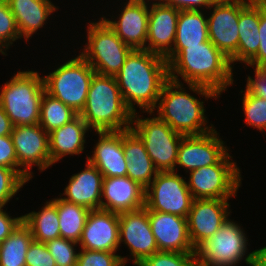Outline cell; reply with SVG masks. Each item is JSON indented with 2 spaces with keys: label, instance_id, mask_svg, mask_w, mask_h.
I'll list each match as a JSON object with an SVG mask.
<instances>
[{
  "label": "cell",
  "instance_id": "cell-1",
  "mask_svg": "<svg viewBox=\"0 0 266 266\" xmlns=\"http://www.w3.org/2000/svg\"><path fill=\"white\" fill-rule=\"evenodd\" d=\"M165 59L169 79L179 83L183 79L190 92L205 99H219L233 85L234 68L229 58L210 40L187 48H173Z\"/></svg>",
  "mask_w": 266,
  "mask_h": 266
},
{
  "label": "cell",
  "instance_id": "cell-2",
  "mask_svg": "<svg viewBox=\"0 0 266 266\" xmlns=\"http://www.w3.org/2000/svg\"><path fill=\"white\" fill-rule=\"evenodd\" d=\"M123 101L134 114L154 113L161 89L168 77V62L148 50H132L115 76Z\"/></svg>",
  "mask_w": 266,
  "mask_h": 266
},
{
  "label": "cell",
  "instance_id": "cell-3",
  "mask_svg": "<svg viewBox=\"0 0 266 266\" xmlns=\"http://www.w3.org/2000/svg\"><path fill=\"white\" fill-rule=\"evenodd\" d=\"M94 132L131 129L133 113L125 105L117 80L95 73L79 114Z\"/></svg>",
  "mask_w": 266,
  "mask_h": 266
},
{
  "label": "cell",
  "instance_id": "cell-4",
  "mask_svg": "<svg viewBox=\"0 0 266 266\" xmlns=\"http://www.w3.org/2000/svg\"><path fill=\"white\" fill-rule=\"evenodd\" d=\"M183 85L182 82L168 79L161 89L154 111L174 131L185 136L211 132L215 127L213 124L207 126L204 101L189 94Z\"/></svg>",
  "mask_w": 266,
  "mask_h": 266
},
{
  "label": "cell",
  "instance_id": "cell-5",
  "mask_svg": "<svg viewBox=\"0 0 266 266\" xmlns=\"http://www.w3.org/2000/svg\"><path fill=\"white\" fill-rule=\"evenodd\" d=\"M44 92V79L38 71H18L4 83L0 105L14 126L39 124Z\"/></svg>",
  "mask_w": 266,
  "mask_h": 266
},
{
  "label": "cell",
  "instance_id": "cell-6",
  "mask_svg": "<svg viewBox=\"0 0 266 266\" xmlns=\"http://www.w3.org/2000/svg\"><path fill=\"white\" fill-rule=\"evenodd\" d=\"M236 222L228 218L212 237L195 249L198 265L237 266L244 260L247 266H252L253 252L247 251V234Z\"/></svg>",
  "mask_w": 266,
  "mask_h": 266
},
{
  "label": "cell",
  "instance_id": "cell-7",
  "mask_svg": "<svg viewBox=\"0 0 266 266\" xmlns=\"http://www.w3.org/2000/svg\"><path fill=\"white\" fill-rule=\"evenodd\" d=\"M86 33L87 43L79 54L97 74L115 77L132 49L102 18L89 22Z\"/></svg>",
  "mask_w": 266,
  "mask_h": 266
},
{
  "label": "cell",
  "instance_id": "cell-8",
  "mask_svg": "<svg viewBox=\"0 0 266 266\" xmlns=\"http://www.w3.org/2000/svg\"><path fill=\"white\" fill-rule=\"evenodd\" d=\"M95 70L79 54L43 76L45 91L78 114L85 107Z\"/></svg>",
  "mask_w": 266,
  "mask_h": 266
},
{
  "label": "cell",
  "instance_id": "cell-9",
  "mask_svg": "<svg viewBox=\"0 0 266 266\" xmlns=\"http://www.w3.org/2000/svg\"><path fill=\"white\" fill-rule=\"evenodd\" d=\"M134 113L131 129L143 141L146 151L158 171H174L178 148L185 136L174 131L158 116L143 119Z\"/></svg>",
  "mask_w": 266,
  "mask_h": 266
},
{
  "label": "cell",
  "instance_id": "cell-10",
  "mask_svg": "<svg viewBox=\"0 0 266 266\" xmlns=\"http://www.w3.org/2000/svg\"><path fill=\"white\" fill-rule=\"evenodd\" d=\"M228 152L217 164L189 171L187 186L193 199H230L241 187V170Z\"/></svg>",
  "mask_w": 266,
  "mask_h": 266
},
{
  "label": "cell",
  "instance_id": "cell-11",
  "mask_svg": "<svg viewBox=\"0 0 266 266\" xmlns=\"http://www.w3.org/2000/svg\"><path fill=\"white\" fill-rule=\"evenodd\" d=\"M175 171H159L145 189V208L148 211L174 214L187 218L193 197L186 177Z\"/></svg>",
  "mask_w": 266,
  "mask_h": 266
},
{
  "label": "cell",
  "instance_id": "cell-12",
  "mask_svg": "<svg viewBox=\"0 0 266 266\" xmlns=\"http://www.w3.org/2000/svg\"><path fill=\"white\" fill-rule=\"evenodd\" d=\"M252 0H217L208 9L207 16L209 40L230 60L231 66L237 64L239 42V13ZM212 9V10H211Z\"/></svg>",
  "mask_w": 266,
  "mask_h": 266
},
{
  "label": "cell",
  "instance_id": "cell-13",
  "mask_svg": "<svg viewBox=\"0 0 266 266\" xmlns=\"http://www.w3.org/2000/svg\"><path fill=\"white\" fill-rule=\"evenodd\" d=\"M18 161V174L28 183L33 166L40 172L52 166L48 133L39 125L14 126L11 133ZM23 168V169H22Z\"/></svg>",
  "mask_w": 266,
  "mask_h": 266
},
{
  "label": "cell",
  "instance_id": "cell-14",
  "mask_svg": "<svg viewBox=\"0 0 266 266\" xmlns=\"http://www.w3.org/2000/svg\"><path fill=\"white\" fill-rule=\"evenodd\" d=\"M125 244L130 251L129 259L120 256L126 266L132 260L137 266L143 259L158 252V246L152 233L148 218V210L143 207L139 210L119 213V244ZM129 260V261H128Z\"/></svg>",
  "mask_w": 266,
  "mask_h": 266
},
{
  "label": "cell",
  "instance_id": "cell-15",
  "mask_svg": "<svg viewBox=\"0 0 266 266\" xmlns=\"http://www.w3.org/2000/svg\"><path fill=\"white\" fill-rule=\"evenodd\" d=\"M229 149L216 129L203 135L184 136L178 148L174 171L177 172V166L184 168L188 173L217 164L230 151Z\"/></svg>",
  "mask_w": 266,
  "mask_h": 266
},
{
  "label": "cell",
  "instance_id": "cell-16",
  "mask_svg": "<svg viewBox=\"0 0 266 266\" xmlns=\"http://www.w3.org/2000/svg\"><path fill=\"white\" fill-rule=\"evenodd\" d=\"M149 1L126 0V3L123 2L122 11L119 9L121 13L117 14L118 17L112 16L113 20L102 15V19L132 50H145L146 48Z\"/></svg>",
  "mask_w": 266,
  "mask_h": 266
},
{
  "label": "cell",
  "instance_id": "cell-17",
  "mask_svg": "<svg viewBox=\"0 0 266 266\" xmlns=\"http://www.w3.org/2000/svg\"><path fill=\"white\" fill-rule=\"evenodd\" d=\"M229 199H193L187 216L190 241L196 249L202 242L212 237L229 218Z\"/></svg>",
  "mask_w": 266,
  "mask_h": 266
},
{
  "label": "cell",
  "instance_id": "cell-18",
  "mask_svg": "<svg viewBox=\"0 0 266 266\" xmlns=\"http://www.w3.org/2000/svg\"><path fill=\"white\" fill-rule=\"evenodd\" d=\"M150 3L145 50L166 58L173 50L180 10L159 0H150Z\"/></svg>",
  "mask_w": 266,
  "mask_h": 266
},
{
  "label": "cell",
  "instance_id": "cell-19",
  "mask_svg": "<svg viewBox=\"0 0 266 266\" xmlns=\"http://www.w3.org/2000/svg\"><path fill=\"white\" fill-rule=\"evenodd\" d=\"M78 244L85 250L117 252L119 214L103 209L90 210Z\"/></svg>",
  "mask_w": 266,
  "mask_h": 266
},
{
  "label": "cell",
  "instance_id": "cell-20",
  "mask_svg": "<svg viewBox=\"0 0 266 266\" xmlns=\"http://www.w3.org/2000/svg\"><path fill=\"white\" fill-rule=\"evenodd\" d=\"M158 251L195 253L188 234L187 218L174 214L148 211Z\"/></svg>",
  "mask_w": 266,
  "mask_h": 266
},
{
  "label": "cell",
  "instance_id": "cell-21",
  "mask_svg": "<svg viewBox=\"0 0 266 266\" xmlns=\"http://www.w3.org/2000/svg\"><path fill=\"white\" fill-rule=\"evenodd\" d=\"M101 199L103 210L118 214L135 211L145 207V189L127 176L103 177Z\"/></svg>",
  "mask_w": 266,
  "mask_h": 266
},
{
  "label": "cell",
  "instance_id": "cell-22",
  "mask_svg": "<svg viewBox=\"0 0 266 266\" xmlns=\"http://www.w3.org/2000/svg\"><path fill=\"white\" fill-rule=\"evenodd\" d=\"M98 141L92 155L87 160L93 164L103 177L127 176V160L123 152V130L96 132Z\"/></svg>",
  "mask_w": 266,
  "mask_h": 266
},
{
  "label": "cell",
  "instance_id": "cell-23",
  "mask_svg": "<svg viewBox=\"0 0 266 266\" xmlns=\"http://www.w3.org/2000/svg\"><path fill=\"white\" fill-rule=\"evenodd\" d=\"M102 181V173L87 160L84 170L70 177L60 198L89 210L101 209Z\"/></svg>",
  "mask_w": 266,
  "mask_h": 266
},
{
  "label": "cell",
  "instance_id": "cell-24",
  "mask_svg": "<svg viewBox=\"0 0 266 266\" xmlns=\"http://www.w3.org/2000/svg\"><path fill=\"white\" fill-rule=\"evenodd\" d=\"M91 132L87 123L78 115L69 123L48 133L51 164L65 156H76L84 151L86 132Z\"/></svg>",
  "mask_w": 266,
  "mask_h": 266
},
{
  "label": "cell",
  "instance_id": "cell-25",
  "mask_svg": "<svg viewBox=\"0 0 266 266\" xmlns=\"http://www.w3.org/2000/svg\"><path fill=\"white\" fill-rule=\"evenodd\" d=\"M20 33L28 42L33 34L45 27L53 12L58 10L51 0H6Z\"/></svg>",
  "mask_w": 266,
  "mask_h": 266
},
{
  "label": "cell",
  "instance_id": "cell-26",
  "mask_svg": "<svg viewBox=\"0 0 266 266\" xmlns=\"http://www.w3.org/2000/svg\"><path fill=\"white\" fill-rule=\"evenodd\" d=\"M123 152L127 160V177L146 189L159 172L150 159L143 141L132 130H123Z\"/></svg>",
  "mask_w": 266,
  "mask_h": 266
},
{
  "label": "cell",
  "instance_id": "cell-27",
  "mask_svg": "<svg viewBox=\"0 0 266 266\" xmlns=\"http://www.w3.org/2000/svg\"><path fill=\"white\" fill-rule=\"evenodd\" d=\"M260 0H252L240 13L237 62L246 64L257 54L260 45Z\"/></svg>",
  "mask_w": 266,
  "mask_h": 266
},
{
  "label": "cell",
  "instance_id": "cell-28",
  "mask_svg": "<svg viewBox=\"0 0 266 266\" xmlns=\"http://www.w3.org/2000/svg\"><path fill=\"white\" fill-rule=\"evenodd\" d=\"M204 11L181 10L173 48H187L209 41L207 14Z\"/></svg>",
  "mask_w": 266,
  "mask_h": 266
},
{
  "label": "cell",
  "instance_id": "cell-29",
  "mask_svg": "<svg viewBox=\"0 0 266 266\" xmlns=\"http://www.w3.org/2000/svg\"><path fill=\"white\" fill-rule=\"evenodd\" d=\"M38 212L23 215V222L30 228L34 241L47 243L60 237L57 198L46 201Z\"/></svg>",
  "mask_w": 266,
  "mask_h": 266
},
{
  "label": "cell",
  "instance_id": "cell-30",
  "mask_svg": "<svg viewBox=\"0 0 266 266\" xmlns=\"http://www.w3.org/2000/svg\"><path fill=\"white\" fill-rule=\"evenodd\" d=\"M33 240L30 228L22 221L0 243V266H26V253Z\"/></svg>",
  "mask_w": 266,
  "mask_h": 266
},
{
  "label": "cell",
  "instance_id": "cell-31",
  "mask_svg": "<svg viewBox=\"0 0 266 266\" xmlns=\"http://www.w3.org/2000/svg\"><path fill=\"white\" fill-rule=\"evenodd\" d=\"M89 209L57 197L60 237L78 243L86 224Z\"/></svg>",
  "mask_w": 266,
  "mask_h": 266
},
{
  "label": "cell",
  "instance_id": "cell-32",
  "mask_svg": "<svg viewBox=\"0 0 266 266\" xmlns=\"http://www.w3.org/2000/svg\"><path fill=\"white\" fill-rule=\"evenodd\" d=\"M79 114L46 91L41 97L39 125L47 132L62 127Z\"/></svg>",
  "mask_w": 266,
  "mask_h": 266
},
{
  "label": "cell",
  "instance_id": "cell-33",
  "mask_svg": "<svg viewBox=\"0 0 266 266\" xmlns=\"http://www.w3.org/2000/svg\"><path fill=\"white\" fill-rule=\"evenodd\" d=\"M242 97V110L245 115L246 125L254 127L261 132H266V99L252 94L246 87Z\"/></svg>",
  "mask_w": 266,
  "mask_h": 266
},
{
  "label": "cell",
  "instance_id": "cell-34",
  "mask_svg": "<svg viewBox=\"0 0 266 266\" xmlns=\"http://www.w3.org/2000/svg\"><path fill=\"white\" fill-rule=\"evenodd\" d=\"M22 39L14 15L6 0H0V53L7 56L13 42Z\"/></svg>",
  "mask_w": 266,
  "mask_h": 266
},
{
  "label": "cell",
  "instance_id": "cell-35",
  "mask_svg": "<svg viewBox=\"0 0 266 266\" xmlns=\"http://www.w3.org/2000/svg\"><path fill=\"white\" fill-rule=\"evenodd\" d=\"M76 242L59 237L45 243L52 257L55 259L56 266H77L79 251H76Z\"/></svg>",
  "mask_w": 266,
  "mask_h": 266
},
{
  "label": "cell",
  "instance_id": "cell-36",
  "mask_svg": "<svg viewBox=\"0 0 266 266\" xmlns=\"http://www.w3.org/2000/svg\"><path fill=\"white\" fill-rule=\"evenodd\" d=\"M195 253L158 251L143 259L137 266H195Z\"/></svg>",
  "mask_w": 266,
  "mask_h": 266
},
{
  "label": "cell",
  "instance_id": "cell-37",
  "mask_svg": "<svg viewBox=\"0 0 266 266\" xmlns=\"http://www.w3.org/2000/svg\"><path fill=\"white\" fill-rule=\"evenodd\" d=\"M26 183L15 170L0 166V207L7 205Z\"/></svg>",
  "mask_w": 266,
  "mask_h": 266
},
{
  "label": "cell",
  "instance_id": "cell-38",
  "mask_svg": "<svg viewBox=\"0 0 266 266\" xmlns=\"http://www.w3.org/2000/svg\"><path fill=\"white\" fill-rule=\"evenodd\" d=\"M116 252L79 249L77 266H125Z\"/></svg>",
  "mask_w": 266,
  "mask_h": 266
},
{
  "label": "cell",
  "instance_id": "cell-39",
  "mask_svg": "<svg viewBox=\"0 0 266 266\" xmlns=\"http://www.w3.org/2000/svg\"><path fill=\"white\" fill-rule=\"evenodd\" d=\"M260 45L257 54L246 64L248 67L266 68V0H260Z\"/></svg>",
  "mask_w": 266,
  "mask_h": 266
},
{
  "label": "cell",
  "instance_id": "cell-40",
  "mask_svg": "<svg viewBox=\"0 0 266 266\" xmlns=\"http://www.w3.org/2000/svg\"><path fill=\"white\" fill-rule=\"evenodd\" d=\"M26 266H56L45 243L32 241L26 253Z\"/></svg>",
  "mask_w": 266,
  "mask_h": 266
},
{
  "label": "cell",
  "instance_id": "cell-41",
  "mask_svg": "<svg viewBox=\"0 0 266 266\" xmlns=\"http://www.w3.org/2000/svg\"><path fill=\"white\" fill-rule=\"evenodd\" d=\"M0 166L18 173V161L11 135L0 136Z\"/></svg>",
  "mask_w": 266,
  "mask_h": 266
},
{
  "label": "cell",
  "instance_id": "cell-42",
  "mask_svg": "<svg viewBox=\"0 0 266 266\" xmlns=\"http://www.w3.org/2000/svg\"><path fill=\"white\" fill-rule=\"evenodd\" d=\"M254 77L247 75L246 88L254 95L266 99V68H255Z\"/></svg>",
  "mask_w": 266,
  "mask_h": 266
},
{
  "label": "cell",
  "instance_id": "cell-43",
  "mask_svg": "<svg viewBox=\"0 0 266 266\" xmlns=\"http://www.w3.org/2000/svg\"><path fill=\"white\" fill-rule=\"evenodd\" d=\"M162 4L178 10H196L207 12L208 8L217 0H159ZM207 8V9H206Z\"/></svg>",
  "mask_w": 266,
  "mask_h": 266
},
{
  "label": "cell",
  "instance_id": "cell-44",
  "mask_svg": "<svg viewBox=\"0 0 266 266\" xmlns=\"http://www.w3.org/2000/svg\"><path fill=\"white\" fill-rule=\"evenodd\" d=\"M0 207V243H2L23 221V215L12 217Z\"/></svg>",
  "mask_w": 266,
  "mask_h": 266
},
{
  "label": "cell",
  "instance_id": "cell-45",
  "mask_svg": "<svg viewBox=\"0 0 266 266\" xmlns=\"http://www.w3.org/2000/svg\"><path fill=\"white\" fill-rule=\"evenodd\" d=\"M14 125L0 105V136L11 135Z\"/></svg>",
  "mask_w": 266,
  "mask_h": 266
},
{
  "label": "cell",
  "instance_id": "cell-46",
  "mask_svg": "<svg viewBox=\"0 0 266 266\" xmlns=\"http://www.w3.org/2000/svg\"><path fill=\"white\" fill-rule=\"evenodd\" d=\"M253 252L252 266H266V246L255 249Z\"/></svg>",
  "mask_w": 266,
  "mask_h": 266
}]
</instances>
